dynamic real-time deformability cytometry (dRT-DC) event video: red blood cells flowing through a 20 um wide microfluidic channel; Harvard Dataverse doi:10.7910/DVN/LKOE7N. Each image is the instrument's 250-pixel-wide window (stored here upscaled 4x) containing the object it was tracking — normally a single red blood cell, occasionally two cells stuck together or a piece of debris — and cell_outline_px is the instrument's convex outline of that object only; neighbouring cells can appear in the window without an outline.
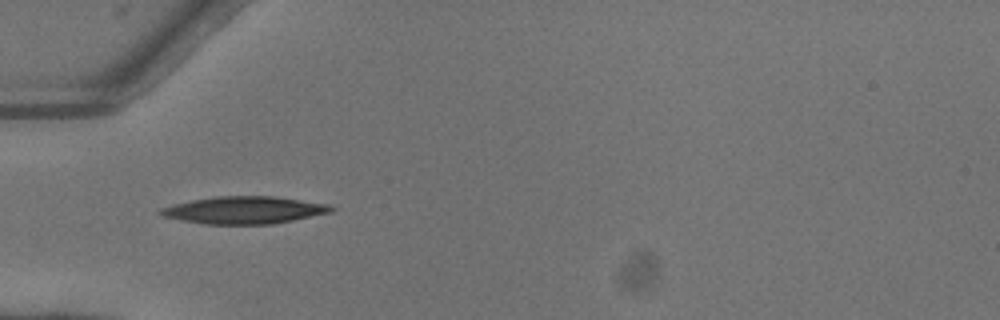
{"species": "common noctule bat (a hibernating species)", "species_latin": "Nyctalus noctula", "temperature_condition": "warm", "stored_images_in_passage": 33, "camera_frame_rate_fps": 3000, "um_per_image_px": 0.085, "animal": {"sex": "female"}, "frame": {"image": 1, "passage_image": 1, "time_ms": 0.0, "image_size_px": [1000, 320], "cell_outline_px": [[336, 208], [332, 212], [272, 224], [204, 224], [180, 220], [164, 216], [156, 212], [160, 208], [192, 200], [216, 196], [276, 196], [328, 204]], "centroid_in_image_um": [20.76, 17.85], "position_along_channel_um": 64.2, "area_um2": 27.11}}
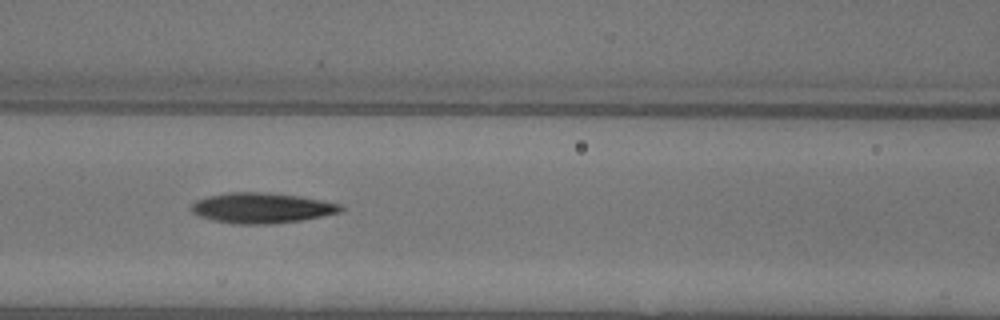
{"frame": {"image": 2, "passage_image": 7, "time_ms": 2.0, "image_size_px": [1000, 320], "cell_outline_px": [[344, 208], [340, 212], [300, 220], [272, 224], [236, 224], [212, 220], [200, 216], [192, 212], [188, 208], [196, 200], [208, 196], [228, 192], [268, 192], [324, 200], [344, 204]], "centroid_in_image_um": [22.23, 17.67], "position_along_channel_um": 144.4, "area_um2": 26.53}}
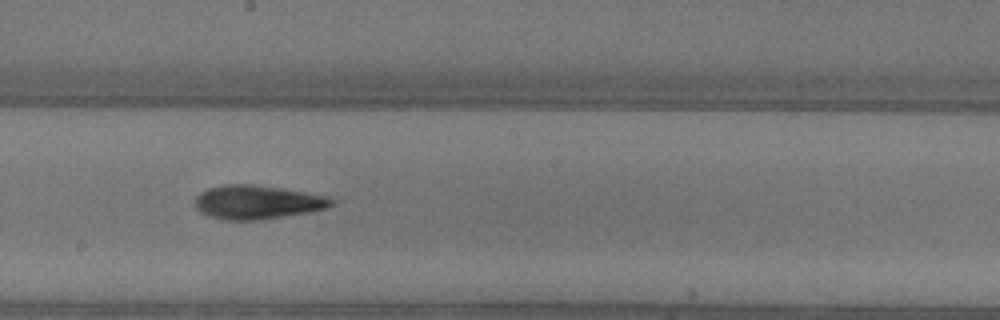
{"frame": {"image": 3, "passage_image": 13, "time_ms": 4.0, "image_size_px": [1000, 320], "cell_outline_px": [[336, 200], [328, 208], [308, 212], [284, 216], [256, 220], [224, 220], [208, 216], [200, 212], [196, 208], [196, 196], [200, 192], [208, 188], [224, 184], [256, 184], [328, 196]], "centroid_in_image_um": [21.86, 17.18], "position_along_channel_um": 226.3, "area_um2": 26.93}, "authors_computed_cell_mechanics": {"area_um2": 25.3164, "velocity_mm_per_s": 4.1001, "shape_relaxation_time_tau1_ms": 3.9194, "shape_relaxation_time_tau2_ms": 4.1117, "deformation_change_tau1": 0.1732, "deformation_change_tau2": 0.1358}}